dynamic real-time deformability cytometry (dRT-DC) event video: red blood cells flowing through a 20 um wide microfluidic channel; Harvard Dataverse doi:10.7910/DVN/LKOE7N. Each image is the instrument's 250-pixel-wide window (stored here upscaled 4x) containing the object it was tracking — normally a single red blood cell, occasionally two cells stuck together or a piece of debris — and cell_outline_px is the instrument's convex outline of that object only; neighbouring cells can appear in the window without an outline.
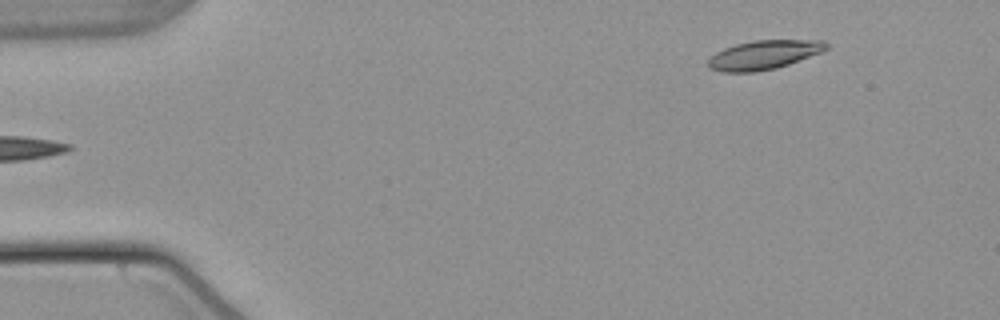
{"species": "common noctule bat (a hibernating species)", "species_latin": "Nyctalus noctula", "temperature_condition": "warm", "stored_images_in_passage": 8, "camera_frame_rate_fps": 3000, "um_per_image_px": 0.085, "animal": {"sex": "male", "body_mass_g": 21.5, "forearm_length_mm": 52.0}, "frame": {"image": 1, "passage_image": 1, "time_ms": 0.0, "image_size_px": [1000, 320], "cell_outline_px": [[828, 48], [820, 52], [788, 64], [776, 68], [756, 72], [724, 72], [708, 68], [708, 60], [716, 52], [724, 48], [736, 44], [752, 40], [824, 40], [828, 44]], "centroid_in_image_um": [64.9, 4.66], "position_along_channel_um": 20.1, "area_um2": 19.88}}